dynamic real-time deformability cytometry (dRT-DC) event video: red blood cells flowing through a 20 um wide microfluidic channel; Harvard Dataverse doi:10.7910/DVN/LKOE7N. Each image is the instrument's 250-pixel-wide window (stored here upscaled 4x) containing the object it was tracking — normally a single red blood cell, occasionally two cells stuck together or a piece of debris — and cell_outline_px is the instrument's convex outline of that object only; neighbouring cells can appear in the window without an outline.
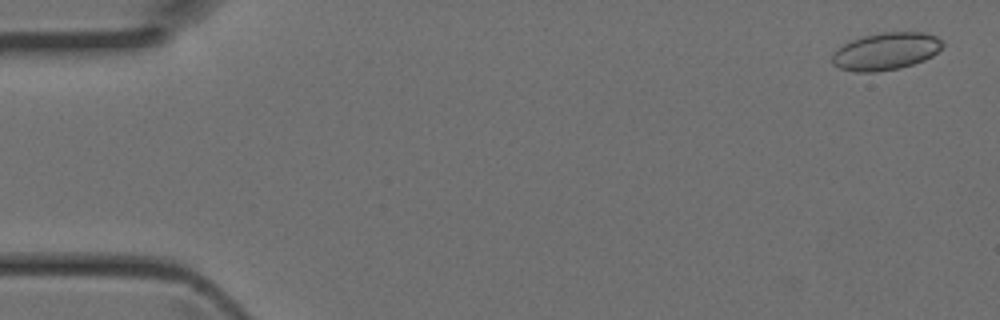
{"species": "Egyptian fruit bat (a non-hibernating species)", "species_latin": "Rousettus aegyptiacus", "temperature_condition": "room temperature", "stored_images_in_passage": 44, "camera_frame_rate_fps": 3000, "um_per_image_px": 0.085, "animal": {"sex": "female"}, "frame": {"image": 1, "passage_image": 2, "time_ms": 0.333, "image_size_px": [1000, 320], "cell_outline_px": [[944, 44], [932, 56], [924, 60], [900, 68], [872, 72], [856, 72], [840, 68], [832, 64], [832, 56], [844, 44], [852, 40], [864, 36], [880, 32], [924, 32], [936, 36]], "centroid_in_image_um": [75.31, 4.36], "position_along_channel_um": 9.7, "area_um2": 23.76}}
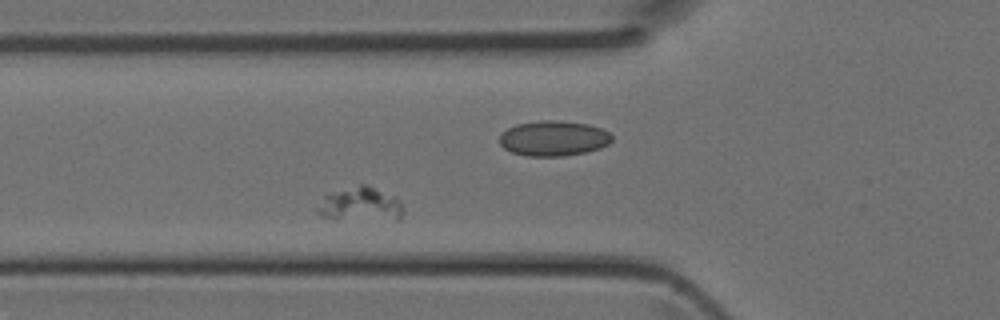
{"frame": {"image": 2, "passage_image": 15, "time_ms": 4.667, "image_size_px": [1000, 320], "cell_outline_px": [[400, 220], [396, 220], [324, 216], [316, 212], [316, 208], [324, 196], [328, 192], [360, 184], [364, 184], [396, 196], [400, 200]], "centroid_in_image_um": [30.62, 17.32], "position_along_channel_um": 95.2, "area_um2": 16.42}}
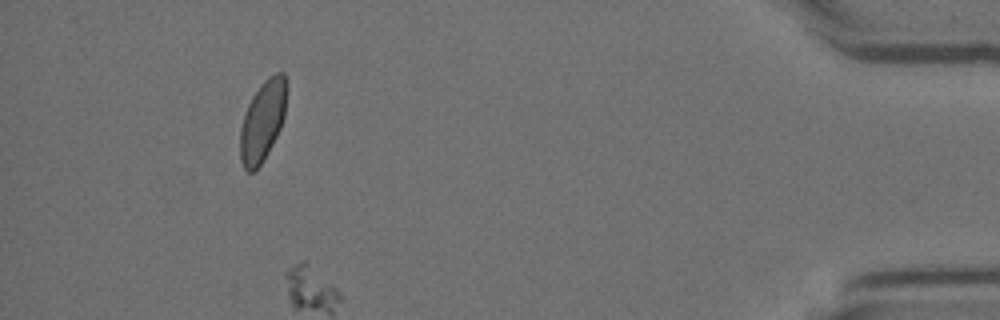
{"frame": {"image": 3, "passage_image": 41, "time_ms": 13.333, "image_size_px": [1000, 320], "cell_outline_px": [[284, 116], [280, 128], [268, 152], [260, 164], [252, 172], [248, 172], [244, 168], [240, 160], [240, 128], [248, 104], [252, 96], [260, 84], [268, 76], [276, 72], [284, 72]], "centroid_in_image_um": [22.28, 10.29], "position_along_channel_um": 412.9, "area_um2": 21.27}}